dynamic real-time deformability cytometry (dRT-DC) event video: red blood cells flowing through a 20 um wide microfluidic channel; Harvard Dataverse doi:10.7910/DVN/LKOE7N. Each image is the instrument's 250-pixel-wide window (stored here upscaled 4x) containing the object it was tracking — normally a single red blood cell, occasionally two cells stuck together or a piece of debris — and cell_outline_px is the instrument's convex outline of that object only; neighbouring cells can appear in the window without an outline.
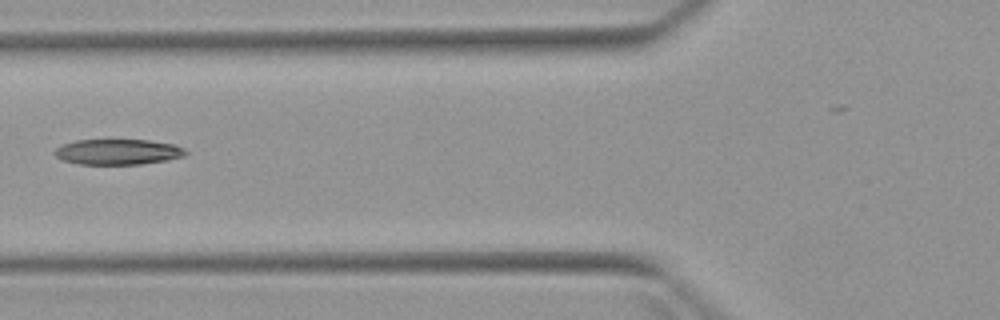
{"species": "Egyptian fruit bat (a non-hibernating species)", "species_latin": "Rousettus aegyptiacus", "temperature_condition": "warm", "stored_images_in_passage": 4, "camera_frame_rate_fps": 3000, "um_per_image_px": 0.085, "animal": {"sex": "female"}, "frame": {"image": 1, "passage_image": 3, "time_ms": 3.667, "image_size_px": [1000, 320], "cell_outline_px": [[188, 152], [184, 156], [168, 160], [140, 164], [80, 164], [64, 160], [56, 156], [52, 152], [56, 148], [64, 144], [76, 140], [148, 140], [176, 144], [184, 148]], "centroid_in_image_um": [10.06, 12.9], "position_along_channel_um": 115.7, "area_um2": 19.48}}
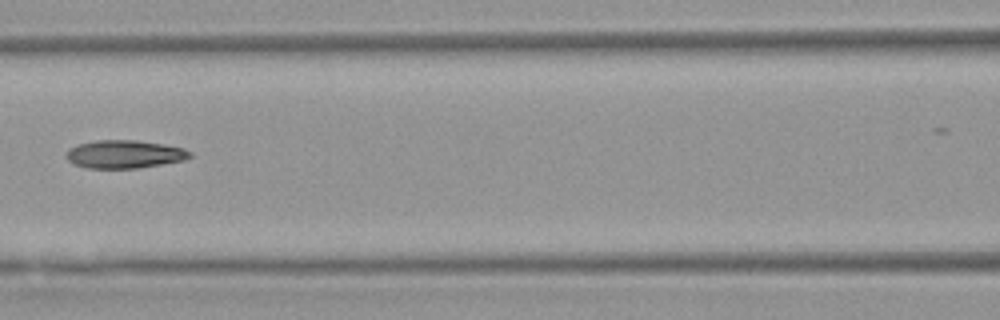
{"frame": {"image": 2, "passage_image": 4, "time_ms": 4.667, "image_size_px": [1000, 320], "cell_outline_px": [[192, 156], [184, 160], [136, 168], [88, 168], [72, 164], [68, 160], [68, 148], [76, 144], [96, 140], [136, 140], [184, 148], [192, 152]], "centroid_in_image_um": [10.56, 13.1], "position_along_channel_um": 156.0, "area_um2": 20.11}}